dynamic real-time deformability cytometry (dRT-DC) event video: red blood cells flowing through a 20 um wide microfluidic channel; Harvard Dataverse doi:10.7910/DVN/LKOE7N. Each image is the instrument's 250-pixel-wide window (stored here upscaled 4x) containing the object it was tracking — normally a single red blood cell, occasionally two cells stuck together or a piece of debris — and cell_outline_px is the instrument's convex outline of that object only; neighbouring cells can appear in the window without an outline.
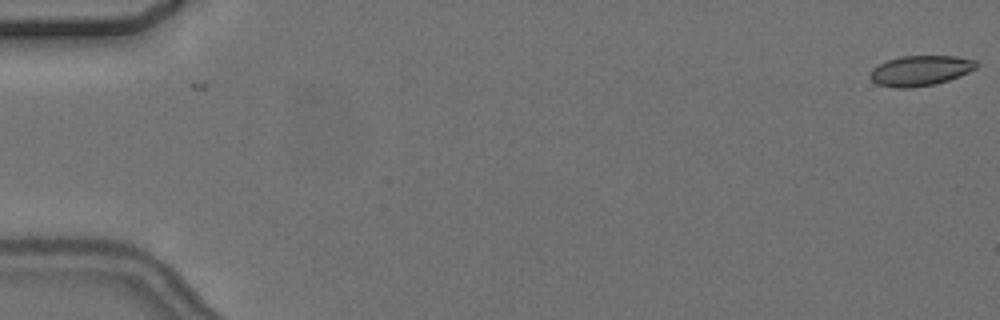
{"species": "common noctule bat (a hibernating species)", "species_latin": "Nyctalus noctula", "temperature_condition": "cold", "stored_images_in_passage": 8, "camera_frame_rate_fps": 3000, "um_per_image_px": 0.085, "animal": {"sex": "female", "body_mass_g": 24.6, "forearm_length_mm": 56.2}, "frame": {"image": 1, "passage_image": 1, "time_ms": 0.0, "image_size_px": [1000, 320], "cell_outline_px": [[980, 64], [976, 68], [960, 76], [936, 84], [908, 88], [896, 88], [876, 84], [868, 76], [868, 72], [872, 68], [888, 60], [900, 56], [956, 56], [976, 60]], "centroid_in_image_um": [78.22, 6.0], "position_along_channel_um": 6.8, "area_um2": 18.9}}
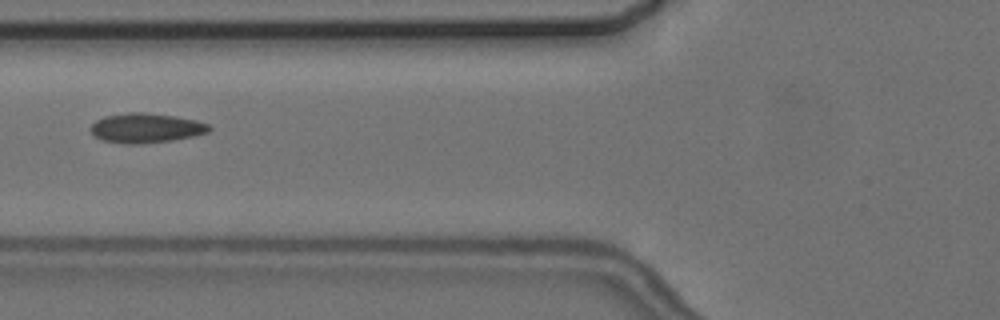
{"frame": {"image": 2, "passage_image": 7, "time_ms": 7.333, "image_size_px": [1000, 320], "cell_outline_px": [[212, 128], [208, 132], [196, 136], [172, 140], [136, 144], [124, 144], [100, 140], [92, 136], [88, 128], [96, 120], [104, 116], [128, 112], [144, 112], [176, 116], [196, 120], [208, 124]], "centroid_in_image_um": [12.36, 10.88], "position_along_channel_um": 113.4, "area_um2": 20.81}}
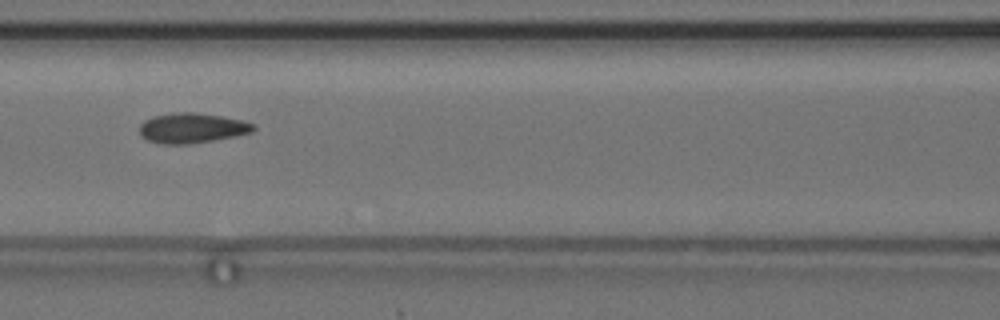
{"frame": {"image": 3, "passage_image": 8, "time_ms": 8.333, "image_size_px": [1000, 320], "cell_outline_px": [[256, 128], [252, 132], [236, 136], [188, 144], [160, 144], [148, 140], [140, 136], [140, 124], [144, 120], [152, 116], [180, 112], [196, 112], [244, 120], [256, 124]], "centroid_in_image_um": [16.33, 10.88], "position_along_channel_um": 150.3, "area_um2": 20.06}}